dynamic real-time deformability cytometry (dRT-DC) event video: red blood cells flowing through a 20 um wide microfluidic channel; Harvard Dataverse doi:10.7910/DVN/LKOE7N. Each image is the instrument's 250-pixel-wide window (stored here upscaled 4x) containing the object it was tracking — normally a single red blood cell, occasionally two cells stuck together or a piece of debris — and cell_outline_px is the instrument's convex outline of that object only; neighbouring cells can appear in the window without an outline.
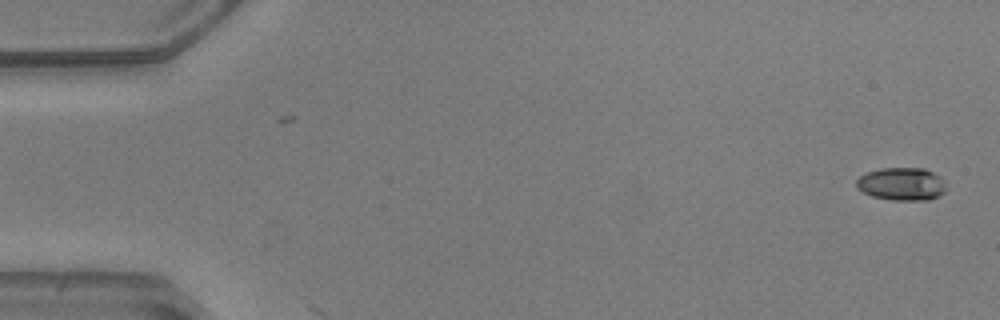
{"species": "common noctule bat (a hibernating species)", "species_latin": "Nyctalus noctula", "temperature_condition": "warm", "stored_images_in_passage": 2, "camera_frame_rate_fps": 3000, "um_per_image_px": 0.085, "animal": {"sex": "male", "body_mass_g": 20.5, "forearm_length_mm": 52.5}, "frame": {"image": 1, "passage_image": 1, "time_ms": 0.0, "image_size_px": [1000, 320], "cell_outline_px": [[944, 192], [928, 200], [892, 200], [872, 196], [856, 188], [856, 180], [860, 176], [868, 172], [880, 168], [924, 168], [940, 176], [944, 180]], "centroid_in_image_um": [76.62, 15.63], "position_along_channel_um": 8.4, "area_um2": 17.11}}